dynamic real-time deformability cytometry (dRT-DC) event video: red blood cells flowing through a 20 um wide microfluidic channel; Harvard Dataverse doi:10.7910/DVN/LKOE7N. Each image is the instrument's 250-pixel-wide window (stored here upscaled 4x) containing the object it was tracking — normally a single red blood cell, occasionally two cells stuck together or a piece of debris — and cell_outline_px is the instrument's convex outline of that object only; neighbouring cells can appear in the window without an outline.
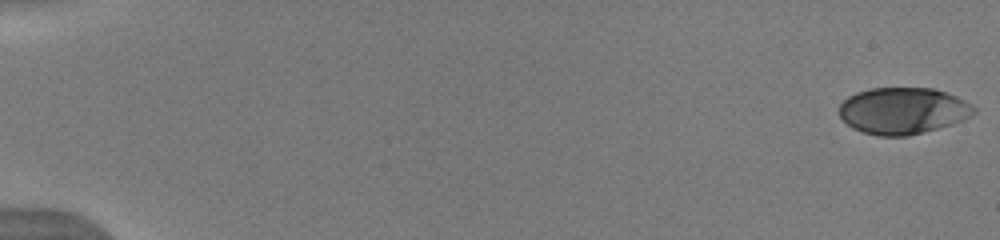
{"species": "human", "species_latin": "Homo sapiens", "temperature_condition": "warm", "stored_images_in_passage": 52, "camera_frame_rate_fps": 3000, "um_per_image_px": 0.085, "donor": {"sex": "male"}, "frame": {"image": 1, "passage_image": 1, "time_ms": 0.0, "image_size_px": [1000, 240], "cell_outline_px": [[976, 112], [952, 124], [908, 136], [880, 136], [864, 132], [852, 128], [840, 116], [840, 104], [848, 96], [856, 92], [872, 88], [932, 88], [956, 96], [964, 100], [976, 108]], "centroid_in_image_um": [76.73, 9.41], "position_along_channel_um": 8.3, "area_um2": 36.24}}
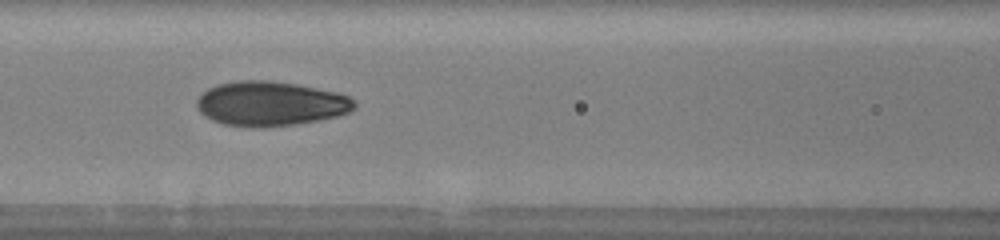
{"frame": {"image": 2, "passage_image": 25, "time_ms": 8.0, "image_size_px": [1000, 240], "cell_outline_px": [[356, 108], [348, 112], [336, 116], [320, 120], [296, 124], [264, 128], [252, 128], [224, 124], [212, 120], [204, 116], [196, 108], [196, 100], [208, 88], [216, 84], [240, 80], [268, 80], [296, 84], [336, 92], [348, 96], [356, 104]], "centroid_in_image_um": [22.96, 8.82], "position_along_channel_um": 143.6, "area_um2": 41.15}}
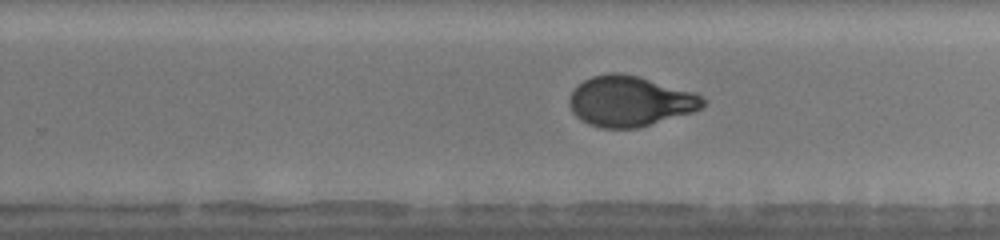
{"frame": {"image": 3, "passage_image": 35, "time_ms": 11.333, "image_size_px": [1000, 240], "cell_outline_px": [[708, 100], [700, 108], [692, 112], [640, 128], [600, 128], [588, 124], [580, 120], [572, 112], [568, 104], [568, 100], [576, 84], [592, 76], [608, 72], [620, 72], [640, 76], [696, 92]], "centroid_in_image_um": [53.54, 8.59], "position_along_channel_um": 276.3, "area_um2": 39.88}, "authors_computed_cell_mechanics": {"area_um2": 38.9572, "velocity_mm_per_s": 3.9863, "shape_relaxation_time_tau1_ms": 4.548, "shape_relaxation_time_tau2_ms": null, "deformation_change_tau1": 0.2015, "deformation_change_tau2": null}}